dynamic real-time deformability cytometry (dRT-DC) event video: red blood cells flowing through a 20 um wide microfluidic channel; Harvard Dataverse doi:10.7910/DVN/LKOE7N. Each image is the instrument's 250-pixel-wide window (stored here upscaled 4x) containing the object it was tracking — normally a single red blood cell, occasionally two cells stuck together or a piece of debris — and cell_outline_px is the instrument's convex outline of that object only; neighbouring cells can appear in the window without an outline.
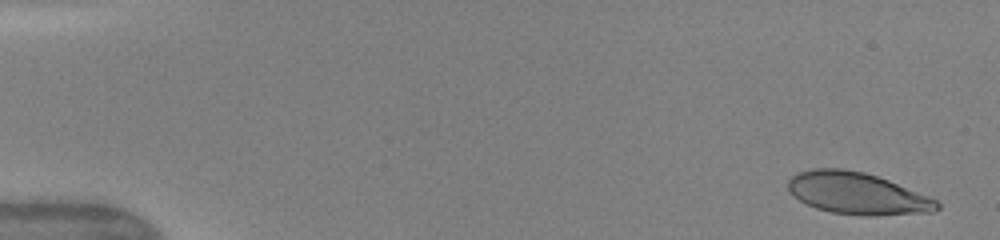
{"species": "human", "species_latin": "Homo sapiens", "temperature_condition": "warm", "stored_images_in_passage": 48, "camera_frame_rate_fps": 3000, "um_per_image_px": 0.085, "donor": {"sex": "female"}, "frame": {"image": 1, "passage_image": 2, "time_ms": 0.333, "image_size_px": [1000, 240], "cell_outline_px": [[940, 208], [932, 212], [876, 216], [864, 216], [832, 212], [816, 208], [800, 200], [788, 192], [788, 180], [792, 176], [800, 172], [812, 168], [844, 168], [864, 172], [888, 180], [928, 196], [936, 200], [940, 204]], "centroid_in_image_um": [72.86, 16.44], "position_along_channel_um": 12.1, "area_um2": 36.3}}
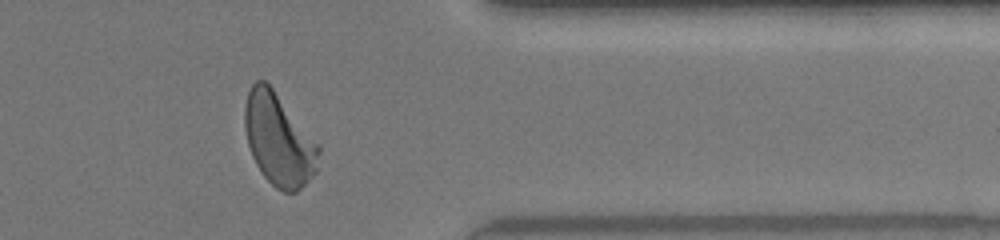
{"frame": {"image": 2, "passage_image": 40, "time_ms": 13.0, "image_size_px": [1000, 240], "cell_outline_px": [[320, 152], [316, 172], [296, 192], [284, 192], [276, 188], [264, 176], [256, 164], [252, 156], [248, 144], [244, 124], [244, 108], [248, 92], [252, 84], [256, 80], [264, 80], [272, 88], [320, 144]], "centroid_in_image_um": [23.7, 11.87], "position_along_channel_um": 387.7, "area_um2": 39.54}}
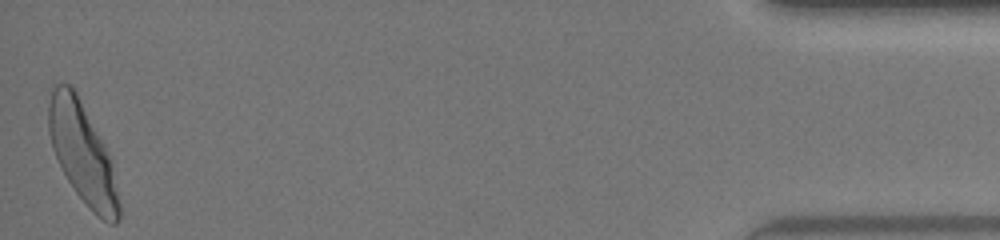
{"frame": {"image": 3, "passage_image": 48, "time_ms": 15.667, "image_size_px": [1000, 240], "cell_outline_px": [[120, 220], [116, 224], [108, 224], [96, 216], [92, 212], [76, 192], [68, 180], [52, 148], [48, 132], [48, 88], [52, 84], [68, 84], [76, 92], [112, 164], [120, 204]], "centroid_in_image_um": [6.97, 13.04], "position_along_channel_um": 428.2, "area_um2": 40.52}, "authors_computed_cell_mechanics": {"area_um2": 38.2636, "velocity_mm_per_s": 4.1736, "shape_relaxation_time_tau1_ms": 3.7048, "shape_relaxation_time_tau2_ms": 0.6339, "deformation_change_tau1": 0.194, "deformation_change_tau2": 0.087}}